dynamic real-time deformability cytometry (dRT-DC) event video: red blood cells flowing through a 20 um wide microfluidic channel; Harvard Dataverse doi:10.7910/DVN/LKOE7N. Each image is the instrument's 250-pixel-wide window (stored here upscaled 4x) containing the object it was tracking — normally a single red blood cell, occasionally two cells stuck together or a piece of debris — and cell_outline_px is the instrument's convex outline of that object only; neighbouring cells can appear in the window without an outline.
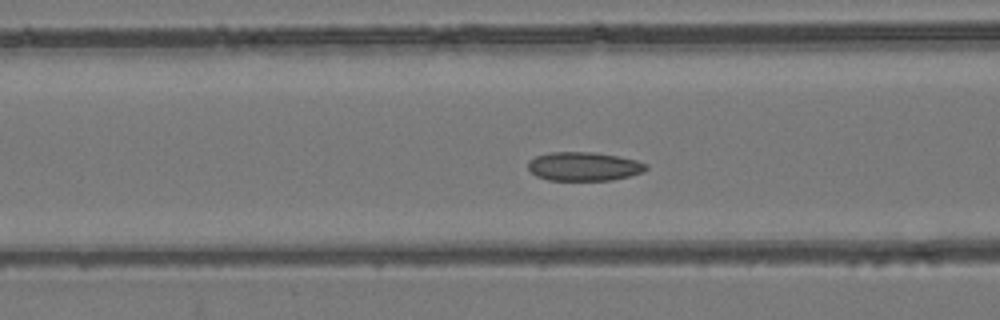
{"species": "common noctule bat (a hibernating species)", "species_latin": "Nyctalus noctula", "temperature_condition": "room temperature", "stored_images_in_passage": 40, "camera_frame_rate_fps": 3000, "um_per_image_px": 0.085, "animal": {"sex": "female", "body_mass_g": 24.6, "forearm_length_mm": 56.2}, "frame": {"image": 1, "passage_image": 16, "time_ms": 5.0, "image_size_px": [1000, 320], "cell_outline_px": [[648, 168], [644, 172], [612, 180], [548, 180], [536, 176], [528, 168], [528, 160], [536, 156], [552, 152], [592, 152], [616, 156], [636, 160], [648, 164]], "centroid_in_image_um": [49.63, 14.15], "position_along_channel_um": 117.0, "area_um2": 19.77}}
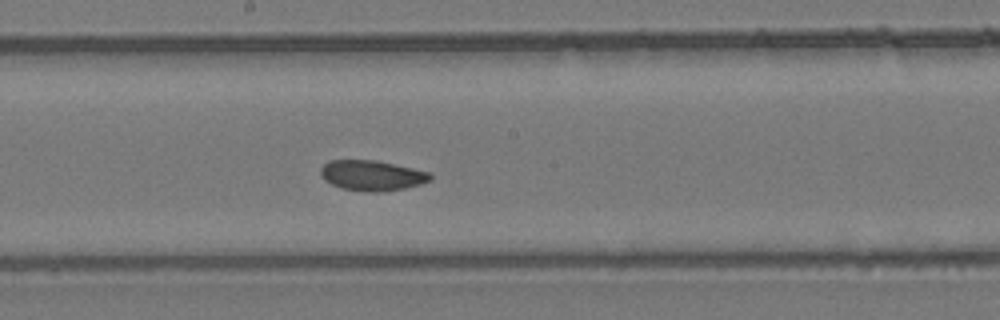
{"frame": {"image": 2, "passage_image": 24, "time_ms": 7.667, "image_size_px": [1000, 320], "cell_outline_px": [[432, 180], [420, 184], [404, 188], [380, 192], [368, 192], [340, 188], [324, 180], [320, 176], [320, 168], [328, 160], [376, 160], [412, 168], [428, 172], [432, 176]], "centroid_in_image_um": [31.58, 14.91], "position_along_channel_um": 216.6, "area_um2": 19.42}}
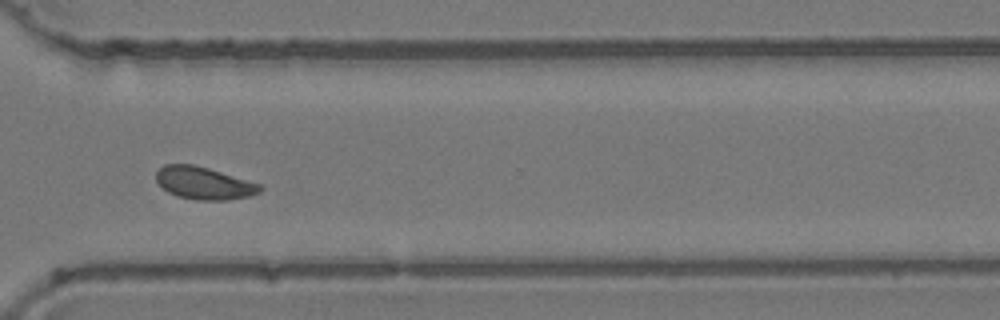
{"frame": {"image": 3, "passage_image": 35, "time_ms": 11.333, "image_size_px": [1000, 320], "cell_outline_px": [[264, 188], [260, 192], [248, 196], [228, 200], [196, 200], [176, 196], [168, 192], [156, 180], [156, 172], [164, 164], [192, 164], [208, 168], [260, 184]], "centroid_in_image_um": [17.33, 15.57], "position_along_channel_um": 353.3, "area_um2": 19.54}, "authors_computed_cell_mechanics": {"area_um2": 20.1144, "velocity_mm_per_s": 3.7422, "shape_relaxation_time_tau1_ms": 6.0618, "shape_relaxation_time_tau2_ms": 1.8869, "deformation_change_tau1": 0.1056, "deformation_change_tau2": 0.0465}}